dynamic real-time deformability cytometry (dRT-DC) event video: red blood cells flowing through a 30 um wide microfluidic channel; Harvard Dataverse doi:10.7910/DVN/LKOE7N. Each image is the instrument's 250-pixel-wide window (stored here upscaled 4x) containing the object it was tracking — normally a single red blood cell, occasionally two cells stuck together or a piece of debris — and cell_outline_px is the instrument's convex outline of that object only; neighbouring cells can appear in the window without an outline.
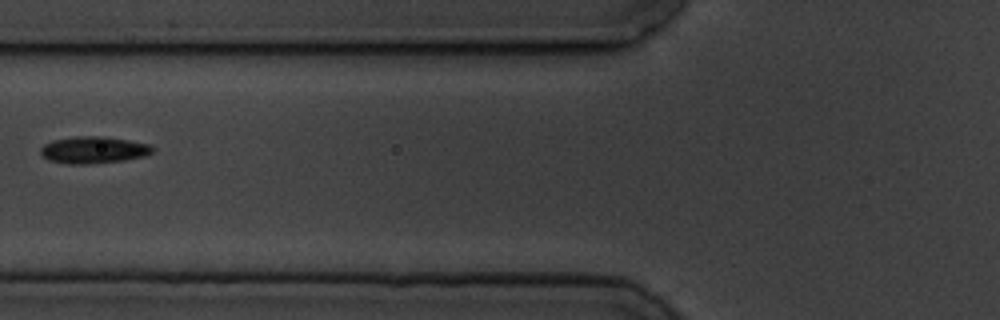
{"species": "common noctule bat (a hibernating species)", "species_latin": "Nyctalus noctula", "temperature_condition": "cold", "stored_images_in_passage": 15, "camera_frame_rate_fps": 3000, "um_per_image_px": 0.085, "animal": {"sex": "male", "body_mass_g": 19.5, "forearm_length_mm": 54.6}, "frame": {"image": 1, "passage_image": 6, "time_ms": 6.667, "image_size_px": [1000, 320], "cell_outline_px": [[156, 148], [152, 152], [144, 156], [124, 160], [88, 164], [68, 164], [48, 160], [40, 152], [40, 148], [44, 144], [52, 140], [72, 136], [104, 136], [152, 144]], "centroid_in_image_um": [7.96, 12.73], "position_along_channel_um": 117.8, "area_um2": 17.74}}
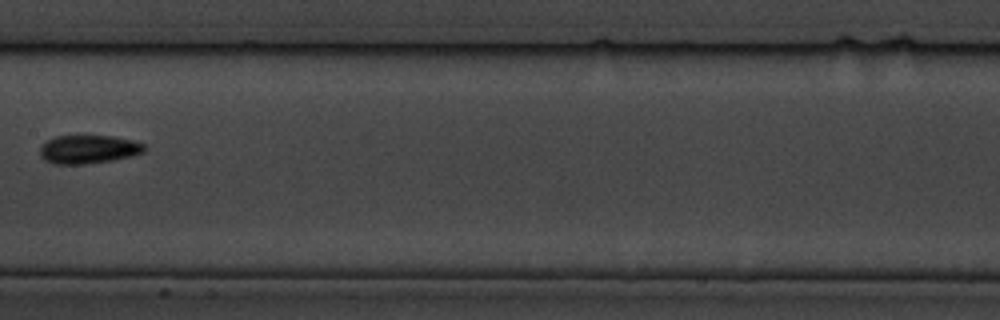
{"frame": {"image": 2, "passage_image": 8, "time_ms": 9.0, "image_size_px": [1000, 320], "cell_outline_px": [[144, 152], [112, 160], [88, 164], [52, 164], [44, 160], [40, 156], [40, 148], [48, 140], [56, 136], [112, 136], [132, 140], [144, 144]], "centroid_in_image_um": [7.48, 12.7], "position_along_channel_um": 199.9, "area_um2": 17.17}}
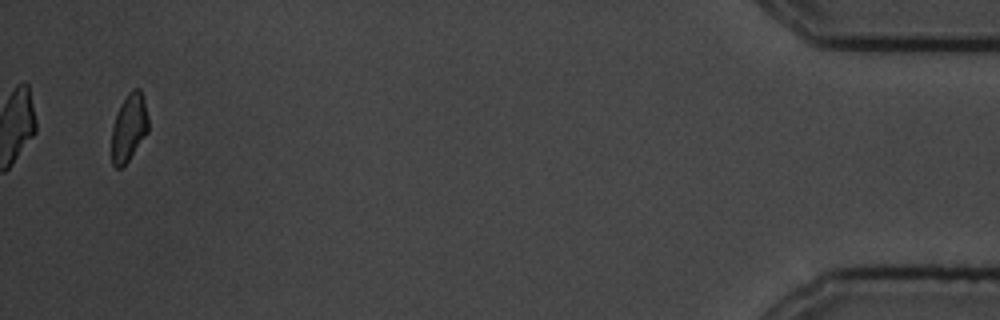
{"frame": {"image": 3, "passage_image": 15, "time_ms": 17.667, "image_size_px": [1000, 320], "cell_outline_px": [[148, 132], [128, 160], [120, 168], [116, 168], [112, 164], [112, 128], [116, 116], [128, 92], [132, 88], [140, 88], [144, 100], [148, 116]], "centroid_in_image_um": [10.97, 10.83], "position_along_channel_um": 424.2, "area_um2": 14.16}, "authors_computed_cell_mechanics": {"area_um2": 17.1666, "velocity_mm_per_s": 3.5176, "shape_relaxation_time_tau1_ms": 2.7993, "shape_relaxation_time_tau2_ms": 5.0869, "deformation_change_tau1": 0.0708, "deformation_change_tau2": 0.0617}}